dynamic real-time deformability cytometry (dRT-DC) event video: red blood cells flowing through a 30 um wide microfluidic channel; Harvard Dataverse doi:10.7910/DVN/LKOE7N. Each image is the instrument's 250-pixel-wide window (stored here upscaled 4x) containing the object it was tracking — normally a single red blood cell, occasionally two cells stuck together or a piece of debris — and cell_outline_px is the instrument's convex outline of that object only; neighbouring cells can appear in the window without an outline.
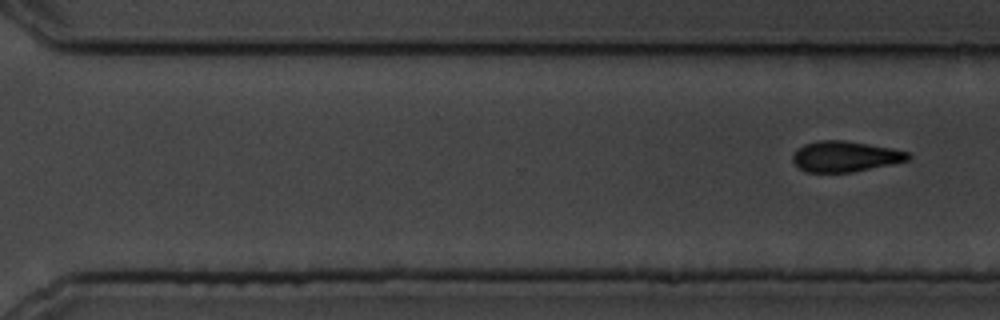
{"species": "common noctule bat (a hibernating species)", "species_latin": "Nyctalus noctula", "temperature_condition": "cold", "stored_images_in_passage": 11, "segment_of_instrument_passage": [2, 2], "camera_frame_rate_fps": 3000, "um_per_image_px": 0.085, "animal": {"sex": "male", "body_mass_g": 19.5, "forearm_length_mm": 54.6}, "frame": {"image": 1, "passage_image": 11, "time_ms": 12.333, "image_size_px": [1000, 320], "cell_outline_px": [[912, 156], [908, 160], [852, 172], [808, 172], [800, 168], [792, 160], [792, 156], [804, 144], [820, 140], [844, 140], [892, 148], [908, 152]], "centroid_in_image_um": [71.84, 13.29], "position_along_channel_um": 298.8, "area_um2": 20.29}}